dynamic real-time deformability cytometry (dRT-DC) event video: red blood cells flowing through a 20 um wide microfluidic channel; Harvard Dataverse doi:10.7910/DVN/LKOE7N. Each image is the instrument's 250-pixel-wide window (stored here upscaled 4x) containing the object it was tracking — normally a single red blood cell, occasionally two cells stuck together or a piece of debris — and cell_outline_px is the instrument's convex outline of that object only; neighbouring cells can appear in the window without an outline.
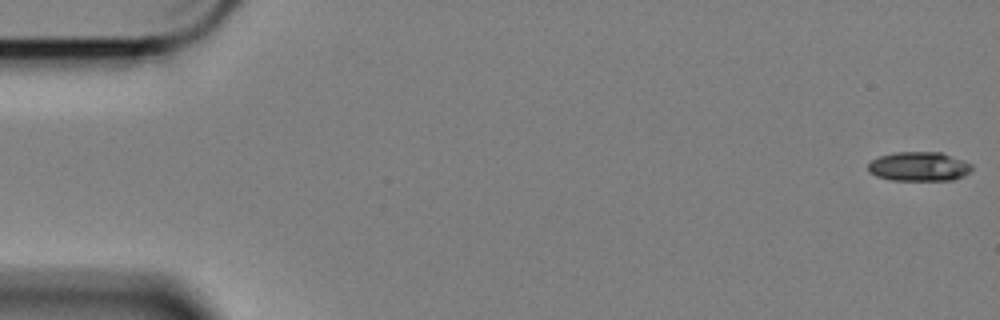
{"species": "Egyptian fruit bat (a non-hibernating species)", "species_latin": "Rousettus aegyptiacus", "temperature_condition": "cold", "stored_images_in_passage": 13, "camera_frame_rate_fps": 3000, "um_per_image_px": 0.085, "animal": {"sex": "female"}, "frame": {"image": 1, "passage_image": 1, "time_ms": 0.0, "image_size_px": [1000, 320], "cell_outline_px": [[972, 168], [964, 176], [952, 180], [892, 180], [876, 176], [868, 172], [868, 164], [872, 160], [880, 156], [896, 152], [940, 152], [972, 164]], "centroid_in_image_um": [78.09, 14.16], "position_along_channel_um": 6.9, "area_um2": 17.57}}